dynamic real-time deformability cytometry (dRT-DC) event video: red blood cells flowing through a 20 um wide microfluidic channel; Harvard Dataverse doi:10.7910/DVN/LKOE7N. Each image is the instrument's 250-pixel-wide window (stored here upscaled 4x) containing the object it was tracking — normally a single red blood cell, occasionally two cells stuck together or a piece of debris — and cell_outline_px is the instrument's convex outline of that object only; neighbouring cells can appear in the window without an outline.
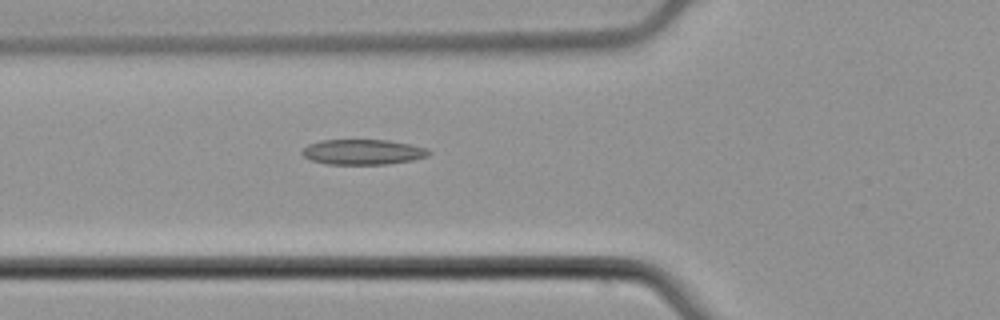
{"species": "common noctule bat (a hibernating species)", "species_latin": "Nyctalus noctula", "temperature_condition": "cold", "stored_images_in_passage": 4, "camera_frame_rate_fps": 3000, "um_per_image_px": 0.085, "animal": {"sex": "male", "body_mass_g": 21.5, "forearm_length_mm": 52.0}, "frame": {"image": 1, "passage_image": 4, "time_ms": 1.0, "image_size_px": [1000, 320], "cell_outline_px": [[432, 152], [428, 156], [412, 160], [388, 164], [328, 164], [308, 160], [300, 152], [308, 144], [320, 140], [388, 140], [428, 148]], "centroid_in_image_um": [30.83, 12.92], "position_along_channel_um": 95.0, "area_um2": 18.73}}